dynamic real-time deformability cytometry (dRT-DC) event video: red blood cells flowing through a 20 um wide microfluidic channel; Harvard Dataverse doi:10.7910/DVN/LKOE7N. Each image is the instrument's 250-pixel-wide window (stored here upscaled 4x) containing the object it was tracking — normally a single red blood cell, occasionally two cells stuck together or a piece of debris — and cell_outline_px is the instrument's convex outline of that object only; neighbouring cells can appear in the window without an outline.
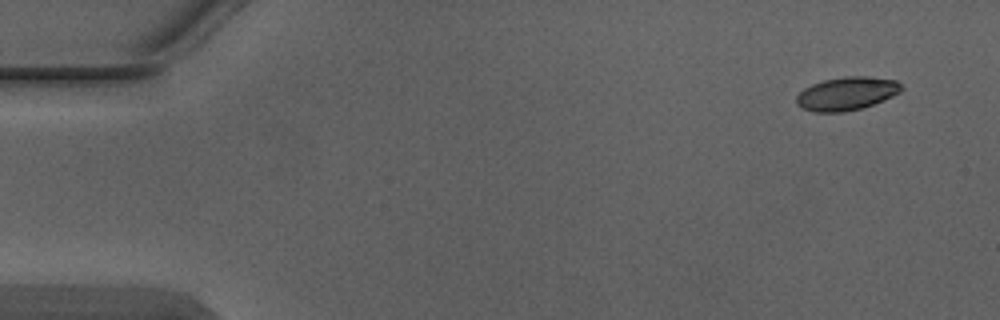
{"species": "Egyptian fruit bat (a non-hibernating species)", "species_latin": "Rousettus aegyptiacus", "temperature_condition": "warm", "stored_images_in_passage": 5, "segment_of_instrument_passage": [2, 2], "camera_frame_rate_fps": 3000, "um_per_image_px": 0.085, "animal": {"sex": "male"}, "frame": {"image": 1, "passage_image": 5, "time_ms": 1.333, "image_size_px": [1000, 320], "cell_outline_px": [[904, 88], [900, 92], [892, 96], [872, 104], [860, 108], [844, 112], [812, 112], [796, 104], [796, 96], [804, 88], [812, 84], [824, 80], [844, 76], [864, 76], [896, 80]], "centroid_in_image_um": [71.95, 7.95], "position_along_channel_um": 13.1, "area_um2": 20.23}}